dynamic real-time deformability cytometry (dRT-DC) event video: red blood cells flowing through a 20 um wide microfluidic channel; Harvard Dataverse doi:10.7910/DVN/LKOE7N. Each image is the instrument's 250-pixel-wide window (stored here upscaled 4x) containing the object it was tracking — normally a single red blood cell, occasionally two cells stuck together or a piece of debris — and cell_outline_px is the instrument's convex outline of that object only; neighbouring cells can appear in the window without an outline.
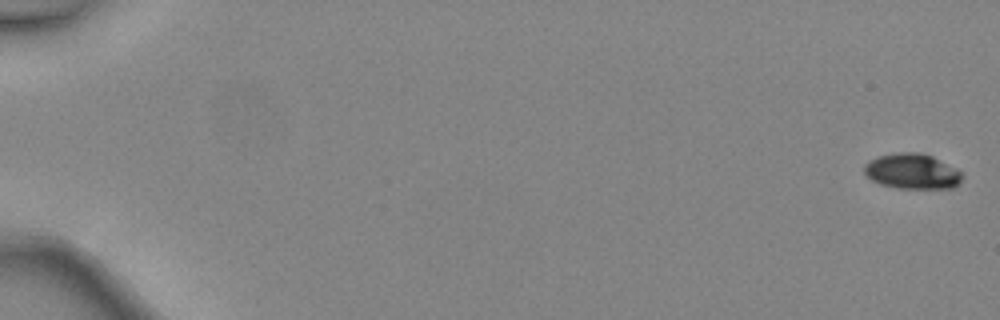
{"species": "common noctule bat (a hibernating species)", "species_latin": "Nyctalus noctula", "temperature_condition": "warm", "stored_images_in_passage": 47, "camera_frame_rate_fps": 3000, "um_per_image_px": 0.085, "animal": {"sex": "female", "body_mass_g": 24.6, "forearm_length_mm": 56.2}, "frame": {"image": 1, "passage_image": 1, "time_ms": 0.0, "image_size_px": [1000, 320], "cell_outline_px": [[964, 176], [952, 188], [896, 188], [880, 184], [872, 180], [864, 172], [864, 164], [868, 160], [876, 156], [896, 152], [920, 152], [932, 156], [956, 168]], "centroid_in_image_um": [77.5, 14.55], "position_along_channel_um": 7.5, "area_um2": 20.23}}
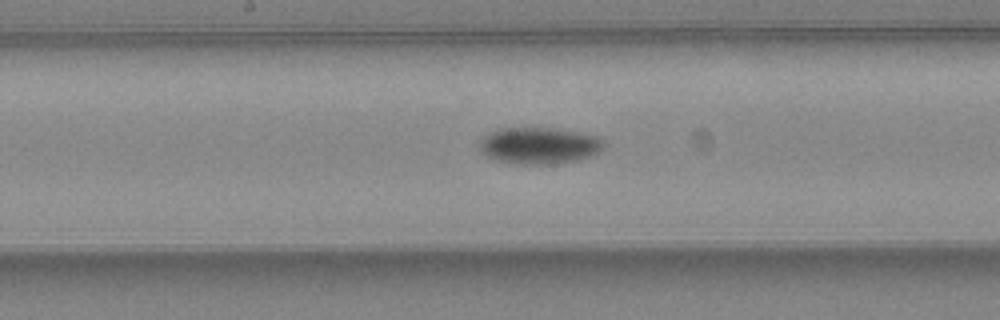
{"frame": {"image": 2, "passage_image": 27, "time_ms": 8.667, "image_size_px": [1000, 320], "cell_outline_px": [[604, 148], [600, 152], [592, 156], [576, 160], [552, 164], [516, 164], [496, 160], [484, 156], [480, 152], [480, 140], [484, 136], [500, 128], [552, 128], [576, 132], [596, 136], [604, 140]], "centroid_in_image_um": [45.82, 12.39], "position_along_channel_um": 202.4, "area_um2": 26.59}}
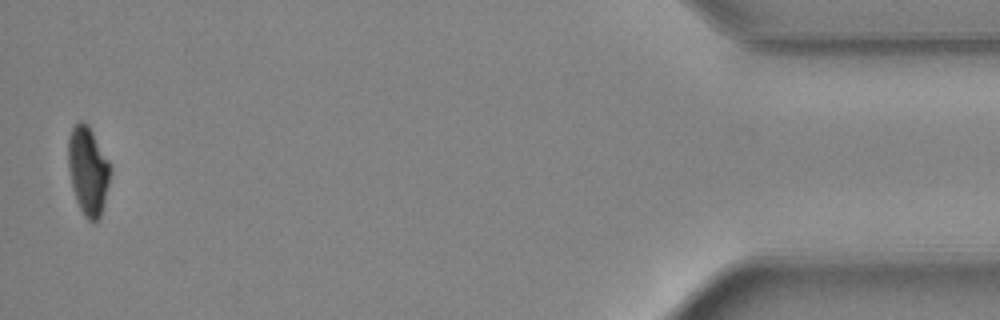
{"frame": {"image": 3, "passage_image": 47, "time_ms": 15.333, "image_size_px": [1000, 320], "cell_outline_px": [[112, 172], [100, 216], [92, 224], [84, 216], [76, 200], [72, 188], [68, 168], [68, 136], [72, 128], [80, 120], [84, 120], [88, 124], [108, 160], [112, 168]], "centroid_in_image_um": [7.48, 14.5], "position_along_channel_um": 427.7, "area_um2": 21.79}, "authors_computed_cell_mechanics": {"area_um2": 23.3512, "velocity_mm_per_s": 4.5476, "shape_relaxation_time_tau1_ms": 2.784, "shape_relaxation_time_tau2_ms": null, "deformation_change_tau1": 0.1315, "deformation_change_tau2": null}}